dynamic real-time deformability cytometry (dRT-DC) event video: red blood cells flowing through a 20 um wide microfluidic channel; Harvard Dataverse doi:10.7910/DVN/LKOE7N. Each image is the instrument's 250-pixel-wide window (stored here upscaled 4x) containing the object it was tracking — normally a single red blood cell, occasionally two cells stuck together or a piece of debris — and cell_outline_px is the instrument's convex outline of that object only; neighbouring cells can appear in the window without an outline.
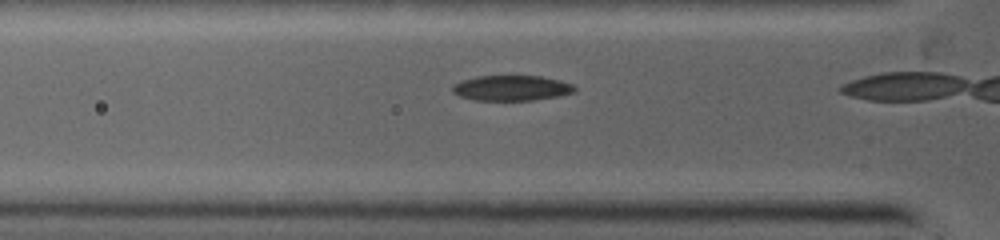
{"species": "common noctule bat (a hibernating species)", "species_latin": "Nyctalus noctula", "temperature_condition": "warm", "stored_images_in_passage": 9, "camera_frame_rate_fps": 5000, "um_per_image_px": 0.085, "animal": {"sex": "female", "body_mass_g": 19.0, "forearm_length_mm": 53.3}, "frame": {"image": 1, "passage_image": 4, "time_ms": 1.0, "image_size_px": [1000, 240], "cell_outline_px": [[576, 92], [560, 96], [532, 100], [476, 100], [460, 96], [452, 92], [452, 84], [460, 80], [476, 76], [540, 76], [560, 80], [572, 84], [576, 88]], "centroid_in_image_um": [43.47, 7.48], "position_along_channel_um": 82.3, "area_um2": 18.15}}
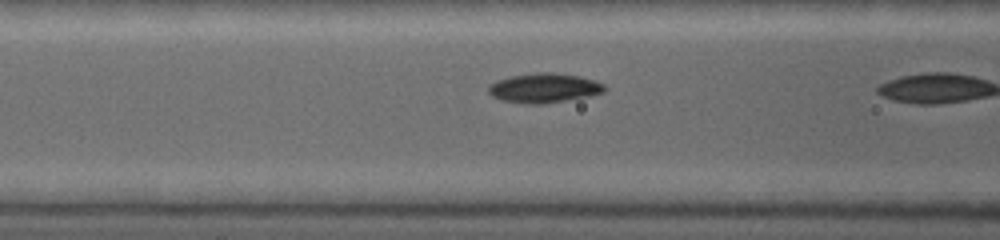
{"frame": {"image": 2, "passage_image": 8, "time_ms": 1.8, "image_size_px": [1000, 240], "cell_outline_px": [[604, 92], [588, 96], [544, 104], [528, 104], [504, 100], [492, 96], [488, 92], [488, 84], [496, 80], [508, 76], [536, 72], [552, 72], [576, 76], [592, 80], [604, 84]], "centroid_in_image_um": [46.18, 7.47], "position_along_channel_um": 120.4, "area_um2": 19.83}}